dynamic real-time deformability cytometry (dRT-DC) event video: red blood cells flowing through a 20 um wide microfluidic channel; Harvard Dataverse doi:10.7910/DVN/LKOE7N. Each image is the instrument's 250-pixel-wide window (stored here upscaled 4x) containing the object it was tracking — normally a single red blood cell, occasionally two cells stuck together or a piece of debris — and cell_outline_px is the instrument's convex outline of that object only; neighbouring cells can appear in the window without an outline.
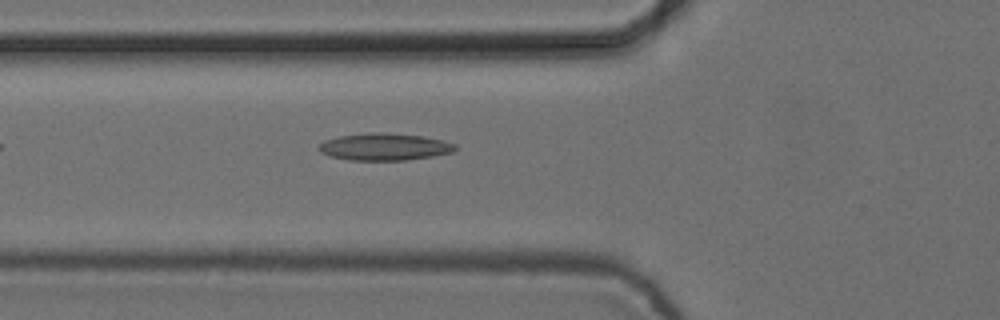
{"species": "common noctule bat (a hibernating species)", "species_latin": "Nyctalus noctula", "temperature_condition": "cold", "stored_images_in_passage": 5, "camera_frame_rate_fps": 3000, "um_per_image_px": 0.085, "animal": {"sex": "female", "body_mass_g": 24.6, "forearm_length_mm": 56.2}, "frame": {"image": 1, "passage_image": 5, "time_ms": 1.333, "image_size_px": [1000, 320], "cell_outline_px": [[456, 148], [452, 152], [432, 156], [404, 160], [348, 160], [332, 156], [320, 152], [320, 144], [324, 140], [340, 136], [368, 132], [380, 132], [424, 136], [456, 144]], "centroid_in_image_um": [32.67, 12.47], "position_along_channel_um": 93.1, "area_um2": 21.33}}